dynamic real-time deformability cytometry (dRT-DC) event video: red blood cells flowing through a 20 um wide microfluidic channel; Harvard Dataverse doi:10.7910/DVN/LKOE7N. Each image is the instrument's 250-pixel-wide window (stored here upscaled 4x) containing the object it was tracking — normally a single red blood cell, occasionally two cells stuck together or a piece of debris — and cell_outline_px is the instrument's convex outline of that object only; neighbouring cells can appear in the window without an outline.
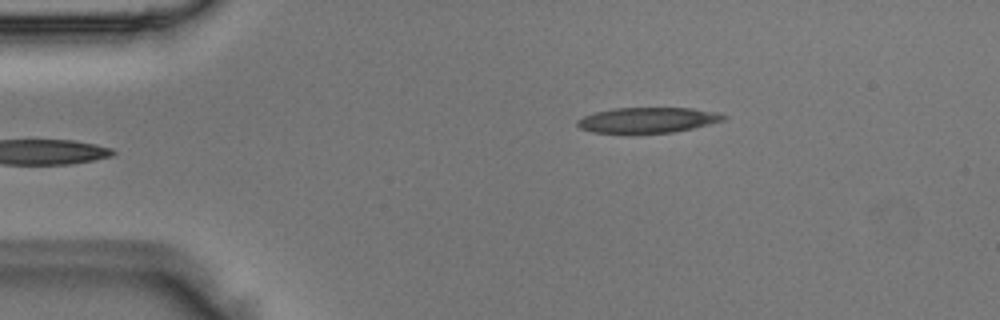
{"species": "Egyptian fruit bat (a non-hibernating species)", "species_latin": "Rousettus aegyptiacus", "temperature_condition": "room temperature", "stored_images_in_passage": 5, "camera_frame_rate_fps": 3000, "um_per_image_px": 0.085, "animal": {"sex": "male"}, "frame": {"image": 1, "passage_image": 5, "time_ms": 1.333, "image_size_px": [1000, 320], "cell_outline_px": [[728, 116], [724, 120], [692, 128], [672, 132], [632, 136], [592, 132], [580, 128], [576, 124], [576, 120], [584, 116], [596, 112], [616, 108], [692, 108], [716, 112]], "centroid_in_image_um": [54.99, 10.25], "position_along_channel_um": 30.0, "area_um2": 22.37}}